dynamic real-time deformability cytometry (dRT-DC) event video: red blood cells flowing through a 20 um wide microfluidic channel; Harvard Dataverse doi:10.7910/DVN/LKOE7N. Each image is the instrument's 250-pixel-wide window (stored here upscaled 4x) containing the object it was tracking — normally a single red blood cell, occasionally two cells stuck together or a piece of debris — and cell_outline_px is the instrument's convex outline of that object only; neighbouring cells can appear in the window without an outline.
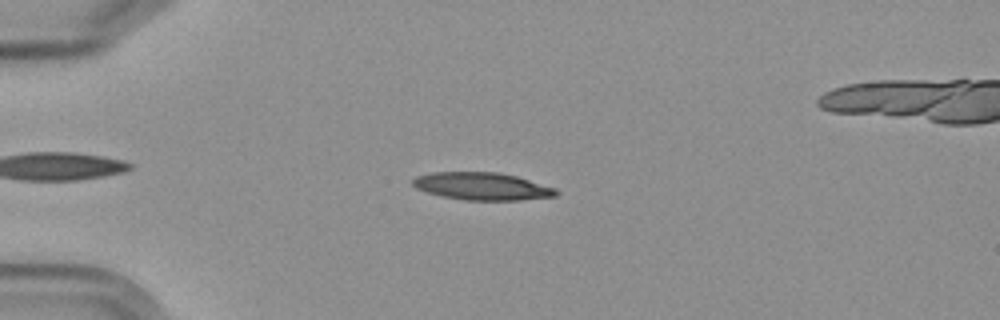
{"species": "Egyptian fruit bat (a non-hibernating species)", "species_latin": "Rousettus aegyptiacus", "temperature_condition": "cold", "stored_images_in_passage": 5, "camera_frame_rate_fps": 3000, "um_per_image_px": 0.085, "frame": {"image": 1, "passage_image": 3, "time_ms": 2.667, "image_size_px": [1000, 320], "cell_outline_px": [[560, 192], [556, 196], [520, 200], [468, 200], [444, 196], [428, 192], [416, 188], [412, 184], [412, 180], [416, 176], [432, 172], [500, 172], [516, 176], [556, 188]], "centroid_in_image_um": [41.0, 15.82], "position_along_channel_um": 44.0, "area_um2": 22.89}}